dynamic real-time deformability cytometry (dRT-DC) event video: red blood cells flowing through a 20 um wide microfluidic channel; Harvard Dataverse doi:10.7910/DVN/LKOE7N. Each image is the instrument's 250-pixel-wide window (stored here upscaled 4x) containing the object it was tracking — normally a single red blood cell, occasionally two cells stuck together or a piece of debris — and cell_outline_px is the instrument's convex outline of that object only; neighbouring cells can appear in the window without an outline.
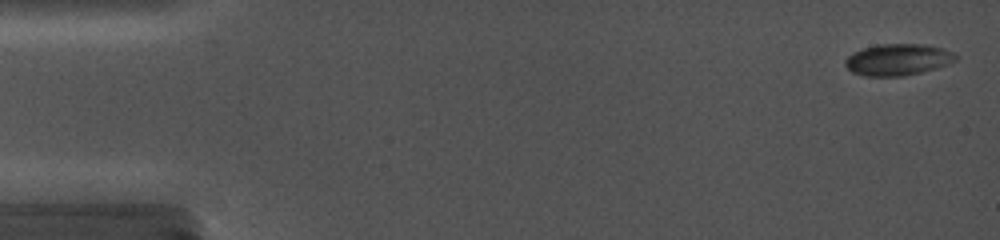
{"species": "common noctule bat (a hibernating species)", "species_latin": "Nyctalus noctula", "temperature_condition": "cold", "stored_images_in_passage": 10, "camera_frame_rate_fps": 5000, "um_per_image_px": 0.085, "animal": {"sex": "female", "body_mass_g": 19.0, "forearm_length_mm": 56.7}, "frame": {"image": 1, "passage_image": 1, "time_ms": 0.0, "image_size_px": [1000, 240], "cell_outline_px": [[956, 60], [936, 68], [904, 76], [864, 76], [852, 72], [844, 64], [844, 60], [852, 52], [864, 48], [880, 44], [920, 44], [940, 48], [952, 52], [956, 56]], "centroid_in_image_um": [76.26, 5.07], "position_along_channel_um": 8.7, "area_um2": 20.06}}
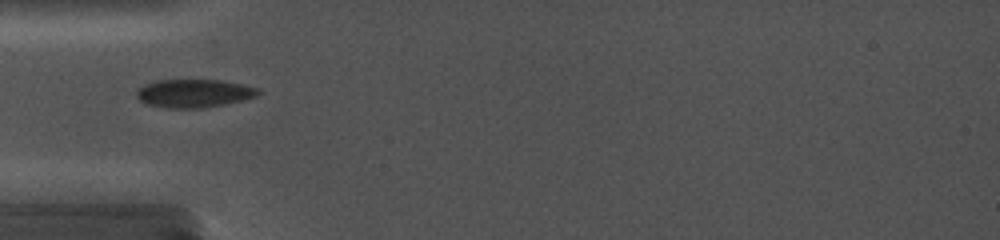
{"frame": {"image": 2, "passage_image": 7, "time_ms": 5.2, "image_size_px": [1000, 240], "cell_outline_px": [[260, 92], [256, 96], [224, 104], [200, 108], [164, 108], [144, 104], [136, 96], [136, 88], [144, 84], [156, 80], [220, 80], [260, 88]], "centroid_in_image_um": [16.41, 7.93], "position_along_channel_um": 68.6, "area_um2": 20.06}}